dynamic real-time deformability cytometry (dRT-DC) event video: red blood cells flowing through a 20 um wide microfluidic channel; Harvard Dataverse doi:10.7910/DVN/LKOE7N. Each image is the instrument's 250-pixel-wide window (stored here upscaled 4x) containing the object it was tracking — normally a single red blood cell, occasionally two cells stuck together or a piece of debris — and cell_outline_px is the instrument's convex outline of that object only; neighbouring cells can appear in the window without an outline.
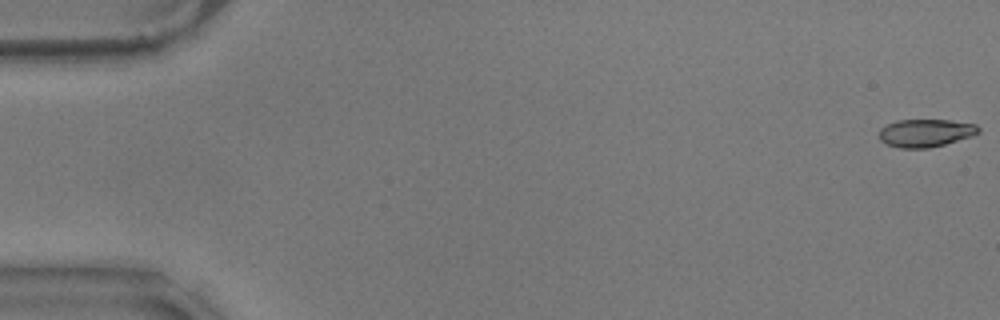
{"species": "common noctule bat (a hibernating species)", "species_latin": "Nyctalus noctula", "temperature_condition": "warm", "stored_images_in_passage": 12, "camera_frame_rate_fps": 3000, "um_per_image_px": 0.085, "animal": {"sex": "male", "body_mass_g": 17.9}, "frame": {"image": 1, "passage_image": 1, "time_ms": 0.0, "image_size_px": [1000, 320], "cell_outline_px": [[980, 132], [972, 136], [944, 144], [928, 148], [900, 148], [888, 144], [880, 140], [880, 128], [896, 120], [948, 120], [976, 124], [980, 128]], "centroid_in_image_um": [78.69, 11.29], "position_along_channel_um": 6.3, "area_um2": 16.01}}